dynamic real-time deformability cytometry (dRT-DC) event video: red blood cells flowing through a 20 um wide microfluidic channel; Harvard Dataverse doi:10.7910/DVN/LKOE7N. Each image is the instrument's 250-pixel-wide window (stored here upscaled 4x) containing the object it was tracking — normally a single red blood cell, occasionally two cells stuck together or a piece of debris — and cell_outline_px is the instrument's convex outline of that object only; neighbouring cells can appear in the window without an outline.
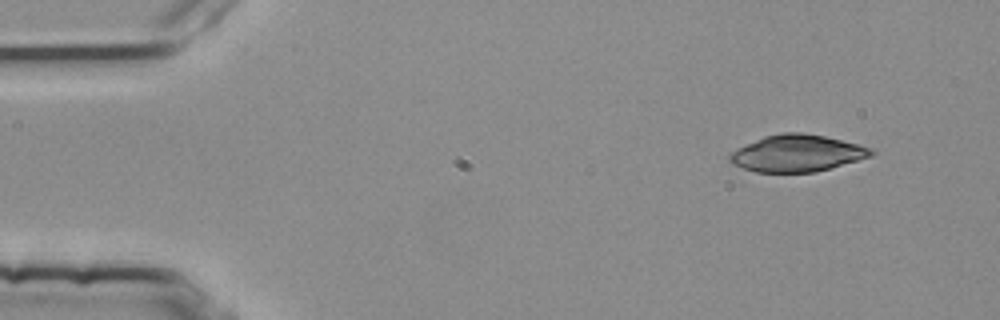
{"species": "common noctule bat (a hibernating species)", "species_latin": "Nyctalus noctula", "temperature_condition": "room temperature", "stored_images_in_passage": 3, "camera_frame_rate_fps": 3000, "um_per_image_px": 0.085, "animal": {"sex": "female", "body_mass_g": 25.1}, "frame": {"image": 1, "passage_image": 1, "time_ms": 0.0, "image_size_px": [1000, 320], "cell_outline_px": [[876, 152], [872, 156], [816, 172], [756, 172], [732, 164], [728, 160], [728, 156], [736, 148], [764, 136], [780, 132], [800, 132], [824, 136], [872, 148]], "centroid_in_image_um": [67.72, 13.03], "position_along_channel_um": 17.3, "area_um2": 30.29}}